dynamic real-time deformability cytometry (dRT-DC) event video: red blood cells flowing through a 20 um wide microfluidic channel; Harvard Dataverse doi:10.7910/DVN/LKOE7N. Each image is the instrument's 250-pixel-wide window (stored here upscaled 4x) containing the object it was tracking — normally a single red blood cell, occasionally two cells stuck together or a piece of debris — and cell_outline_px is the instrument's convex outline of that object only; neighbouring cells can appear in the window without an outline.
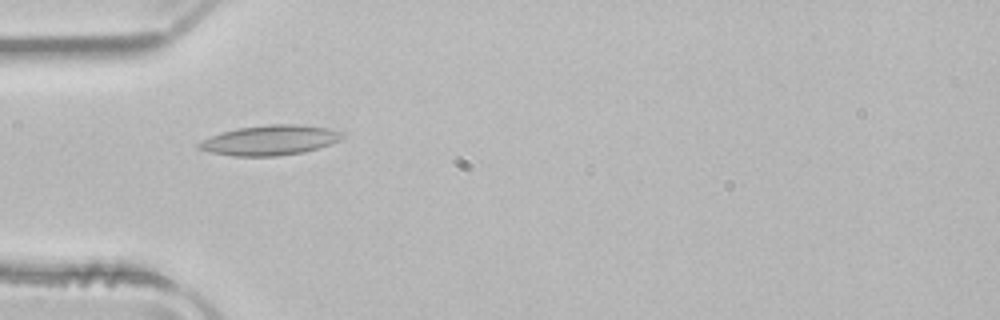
{"species": "common noctule bat (a hibernating species)", "species_latin": "Nyctalus noctula", "temperature_condition": "room temperature", "stored_images_in_passage": 49, "camera_frame_rate_fps": 3000, "um_per_image_px": 0.085, "animal": {"sex": "male", "body_mass_g": 21.5, "forearm_length_mm": 52.0}, "frame": {"image": 1, "passage_image": 14, "time_ms": 4.333, "image_size_px": [1000, 320], "cell_outline_px": [[344, 136], [340, 140], [304, 152], [276, 156], [236, 156], [208, 152], [196, 148], [196, 144], [220, 132], [236, 128], [268, 124], [300, 124], [328, 128], [344, 132]], "centroid_in_image_um": [22.93, 11.91], "position_along_channel_um": 62.1, "area_um2": 25.09}}
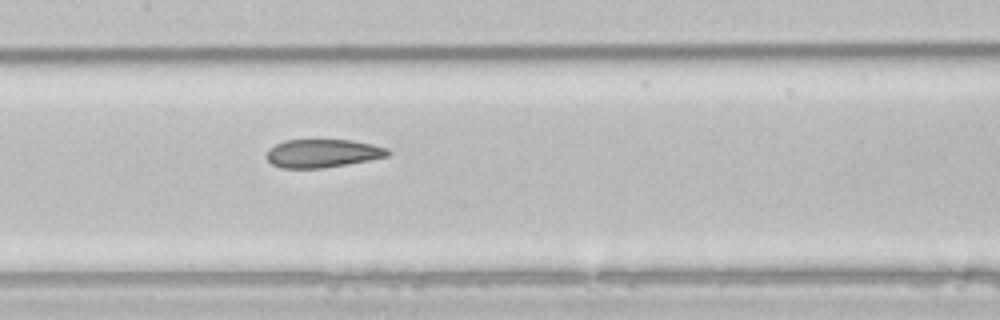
{"frame": {"image": 2, "passage_image": 23, "time_ms": 7.333, "image_size_px": [1000, 320], "cell_outline_px": [[392, 152], [388, 156], [368, 160], [324, 168], [280, 168], [272, 164], [264, 156], [268, 148], [284, 140], [352, 140], [372, 144], [388, 148]], "centroid_in_image_um": [27.39, 13.03], "position_along_channel_um": 180.0, "area_um2": 20.11}}
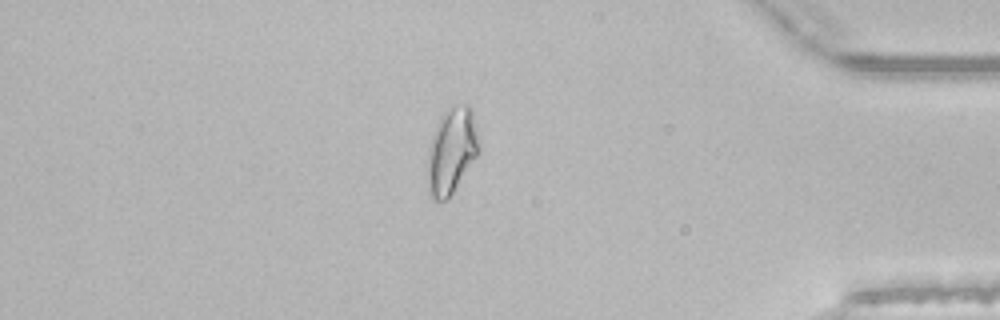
{"frame": {"image": 3, "passage_image": 42, "time_ms": 13.667, "image_size_px": [1000, 320], "cell_outline_px": [[480, 152], [448, 200], [432, 200], [428, 192], [428, 148], [436, 124], [440, 116], [448, 104], [468, 104], [472, 108], [480, 140]], "centroid_in_image_um": [38.41, 12.77], "position_along_channel_um": 396.8, "area_um2": 26.53}, "authors_computed_cell_mechanics": {"area_um2": 22.7154, "velocity_mm_per_s": 3.9665, "shape_relaxation_time_tau1_ms": null, "shape_relaxation_time_tau2_ms": 2.125, "deformation_change_tau1": null, "deformation_change_tau2": 0.1003}}